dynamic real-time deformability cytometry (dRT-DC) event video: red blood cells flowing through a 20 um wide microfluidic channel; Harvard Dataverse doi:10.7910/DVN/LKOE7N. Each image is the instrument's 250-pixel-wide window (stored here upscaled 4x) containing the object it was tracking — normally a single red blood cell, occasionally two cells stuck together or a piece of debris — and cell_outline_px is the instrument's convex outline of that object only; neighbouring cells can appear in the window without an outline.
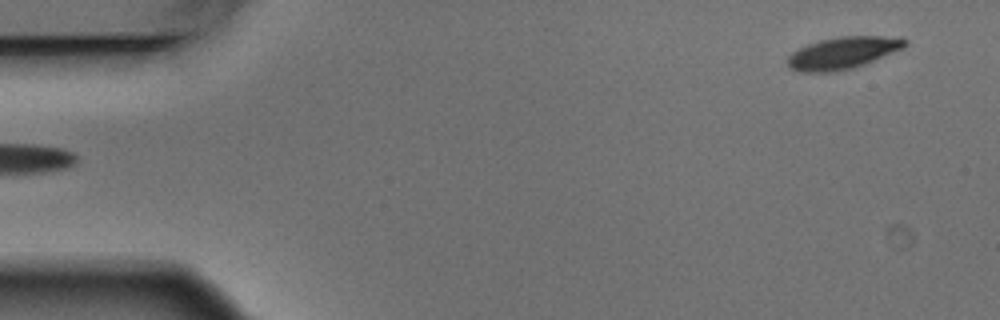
{"species": "Egyptian fruit bat (a non-hibernating species)", "species_latin": "Rousettus aegyptiacus", "temperature_condition": "warm", "stored_images_in_passage": 5, "segment_of_instrument_passage": [2, 2], "camera_frame_rate_fps": 3000, "um_per_image_px": 0.085, "animal": {"sex": "male"}, "frame": {"image": 1, "passage_image": 5, "time_ms": 1.333, "image_size_px": [1000, 320], "cell_outline_px": [[908, 44], [904, 48], [864, 64], [852, 68], [836, 72], [800, 72], [792, 68], [788, 64], [788, 56], [792, 52], [808, 44], [820, 40], [840, 36], [904, 36], [908, 40]], "centroid_in_image_um": [71.71, 4.48], "position_along_channel_um": 13.3, "area_um2": 22.02}}